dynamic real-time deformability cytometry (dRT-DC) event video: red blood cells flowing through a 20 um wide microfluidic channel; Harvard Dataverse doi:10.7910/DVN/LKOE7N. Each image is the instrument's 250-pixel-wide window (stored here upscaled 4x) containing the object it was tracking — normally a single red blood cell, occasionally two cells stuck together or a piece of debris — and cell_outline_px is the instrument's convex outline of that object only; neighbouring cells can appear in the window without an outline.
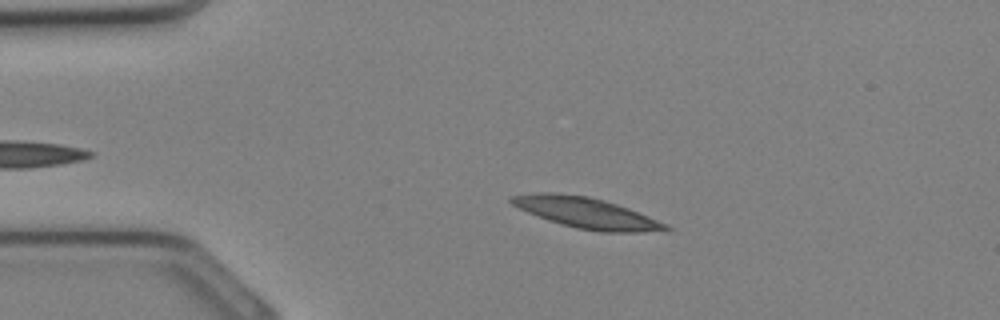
{"species": "Egyptian fruit bat (a non-hibernating species)", "species_latin": "Rousettus aegyptiacus", "temperature_condition": "cold", "stored_images_in_passage": 29, "camera_frame_rate_fps": 3000, "um_per_image_px": 0.085, "animal": {"sex": "female"}, "frame": {"image": 1, "passage_image": 6, "time_ms": 1.667, "image_size_px": [1000, 320], "cell_outline_px": [[672, 228], [640, 232], [600, 232], [576, 228], [548, 220], [528, 212], [512, 204], [508, 200], [512, 196], [536, 192], [552, 192], [588, 196], [604, 200], [628, 208], [668, 224]], "centroid_in_image_um": [49.82, 18.08], "position_along_channel_um": 35.2, "area_um2": 27.28}}
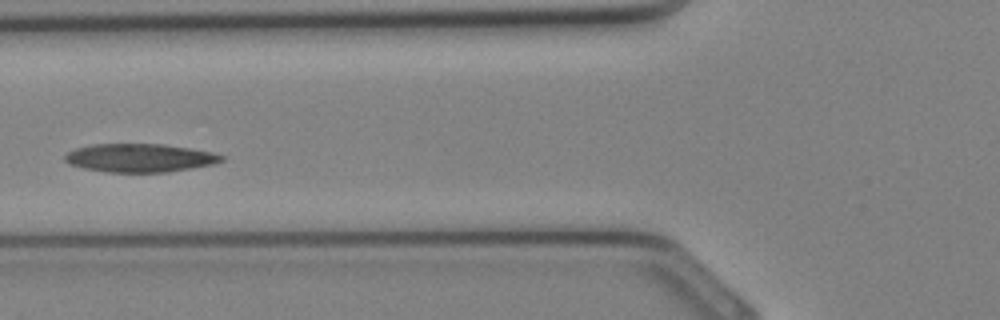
{"frame": {"image": 2, "passage_image": 12, "time_ms": 3.667, "image_size_px": [1000, 320], "cell_outline_px": [[224, 160], [212, 164], [168, 172], [108, 172], [84, 168], [68, 164], [64, 160], [64, 156], [68, 152], [76, 148], [92, 144], [164, 144], [212, 152], [224, 156]], "centroid_in_image_um": [11.85, 13.42], "position_along_channel_um": 114.0, "area_um2": 25.78}}
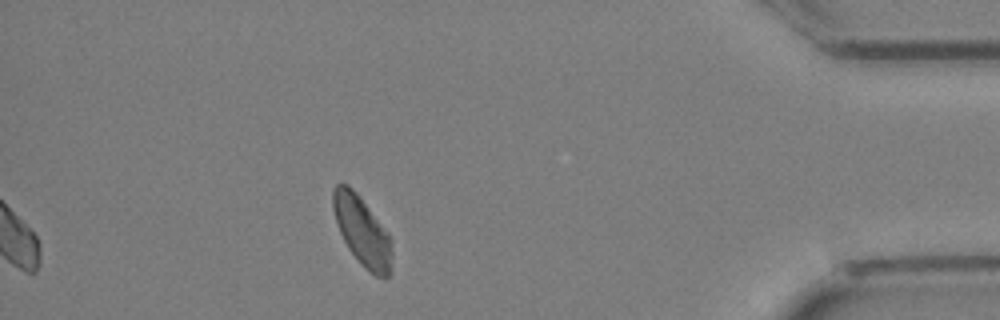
{"frame": {"image": 3, "passage_image": 29, "time_ms": 9.333, "image_size_px": [1000, 320], "cell_outline_px": [[392, 272], [384, 280], [376, 276], [348, 248], [340, 232], [332, 208], [332, 192], [336, 184], [348, 184], [356, 192], [388, 232], [392, 240]], "centroid_in_image_um": [30.81, 19.64], "position_along_channel_um": 404.4, "area_um2": 23.52}}